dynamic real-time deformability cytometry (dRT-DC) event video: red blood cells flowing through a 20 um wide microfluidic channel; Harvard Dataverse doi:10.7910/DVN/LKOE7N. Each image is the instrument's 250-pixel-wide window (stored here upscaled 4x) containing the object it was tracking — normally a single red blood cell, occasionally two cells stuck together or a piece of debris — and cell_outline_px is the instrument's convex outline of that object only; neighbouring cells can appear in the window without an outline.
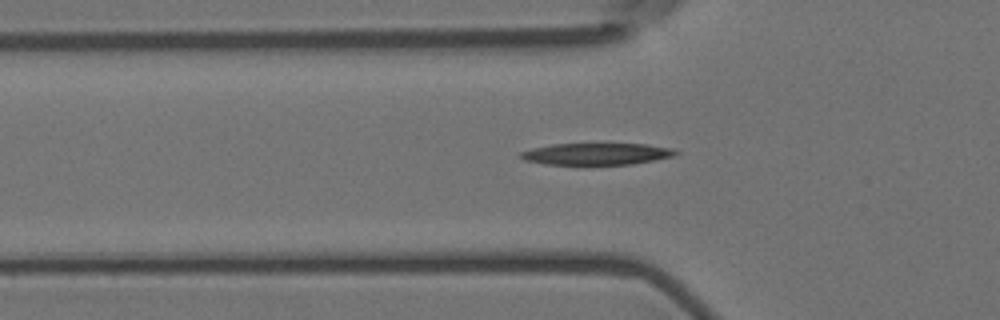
{"species": "Egyptian fruit bat (a non-hibernating species)", "species_latin": "Rousettus aegyptiacus", "temperature_condition": "room temperature", "stored_images_in_passage": 51, "camera_frame_rate_fps": 3000, "um_per_image_px": 0.085, "animal": {"sex": "female"}, "frame": {"image": 1, "passage_image": 14, "time_ms": 4.333, "image_size_px": [1000, 320], "cell_outline_px": [[680, 152], [672, 156], [632, 164], [544, 164], [524, 160], [516, 156], [520, 152], [532, 148], [552, 144], [644, 144], [672, 148]], "centroid_in_image_um": [50.64, 13.08], "position_along_channel_um": 75.2, "area_um2": 19.48}}
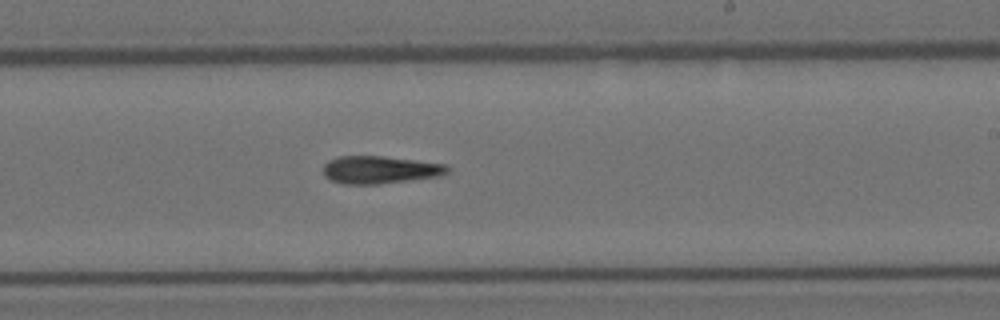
{"frame": {"image": 2, "passage_image": 29, "time_ms": 9.333, "image_size_px": [1000, 320], "cell_outline_px": [[452, 168], [448, 172], [440, 176], [376, 184], [344, 184], [332, 180], [324, 176], [324, 164], [328, 160], [340, 156], [384, 156], [448, 164]], "centroid_in_image_um": [32.33, 14.42], "position_along_channel_um": 256.7, "area_um2": 20.06}}
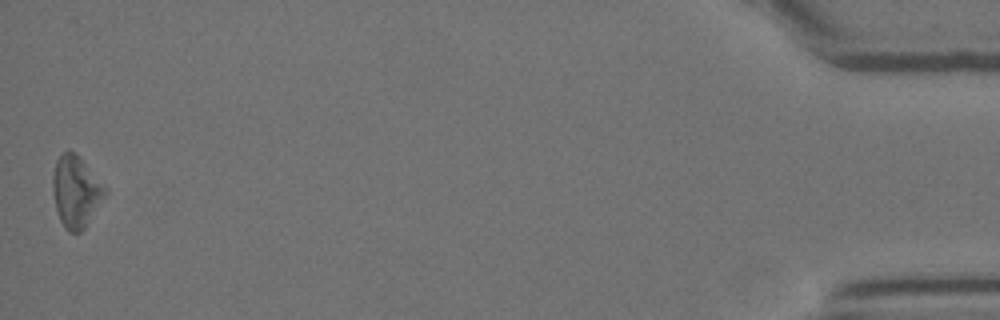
{"frame": {"image": 3, "passage_image": 51, "time_ms": 16.667, "image_size_px": [1000, 320], "cell_outline_px": [[108, 192], [84, 228], [80, 232], [68, 232], [64, 228], [60, 220], [56, 208], [52, 192], [52, 176], [56, 160], [68, 148], [80, 156], [108, 188]], "centroid_in_image_um": [6.46, 16.25], "position_along_channel_um": 428.7, "area_um2": 22.08}, "authors_computed_cell_mechanics": {"area_um2": 20.5768, "velocity_mm_per_s": 3.6122, "shape_relaxation_time_tau1_ms": 3.0465, "shape_relaxation_time_tau2_ms": null, "deformation_change_tau1": 0.1505, "deformation_change_tau2": null}}